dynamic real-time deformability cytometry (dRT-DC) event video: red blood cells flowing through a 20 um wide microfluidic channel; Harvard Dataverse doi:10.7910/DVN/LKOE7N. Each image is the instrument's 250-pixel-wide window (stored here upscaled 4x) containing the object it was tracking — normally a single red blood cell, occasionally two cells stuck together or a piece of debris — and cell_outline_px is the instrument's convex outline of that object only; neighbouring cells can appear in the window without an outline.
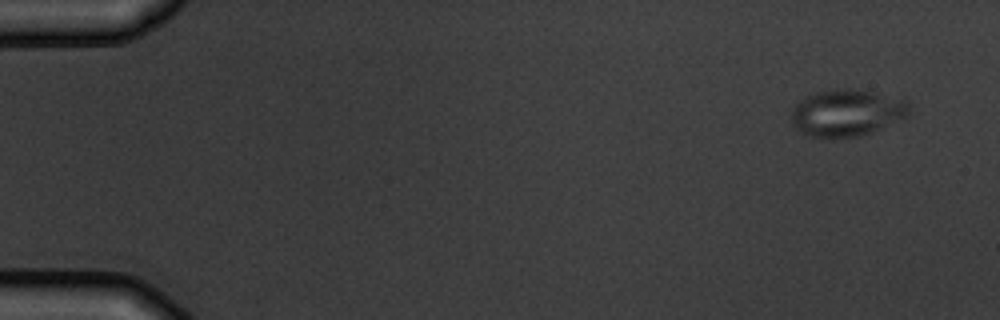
{"species": "common noctule bat (a hibernating species)", "species_latin": "Nyctalus noctula", "temperature_condition": "warm", "stored_images_in_passage": 6, "camera_frame_rate_fps": 3000, "um_per_image_px": 0.085, "animal": {"sex": "male", "body_mass_g": 19.5, "forearm_length_mm": 54.6}, "frame": {"image": 1, "passage_image": 1, "time_ms": 0.0, "image_size_px": [1000, 320], "cell_outline_px": [[912, 112], [908, 116], [872, 132], [860, 136], [808, 136], [800, 132], [792, 124], [792, 108], [800, 100], [816, 92], [872, 92], [908, 100]], "centroid_in_image_um": [72.02, 9.63], "position_along_channel_um": 13.0, "area_um2": 31.04}}